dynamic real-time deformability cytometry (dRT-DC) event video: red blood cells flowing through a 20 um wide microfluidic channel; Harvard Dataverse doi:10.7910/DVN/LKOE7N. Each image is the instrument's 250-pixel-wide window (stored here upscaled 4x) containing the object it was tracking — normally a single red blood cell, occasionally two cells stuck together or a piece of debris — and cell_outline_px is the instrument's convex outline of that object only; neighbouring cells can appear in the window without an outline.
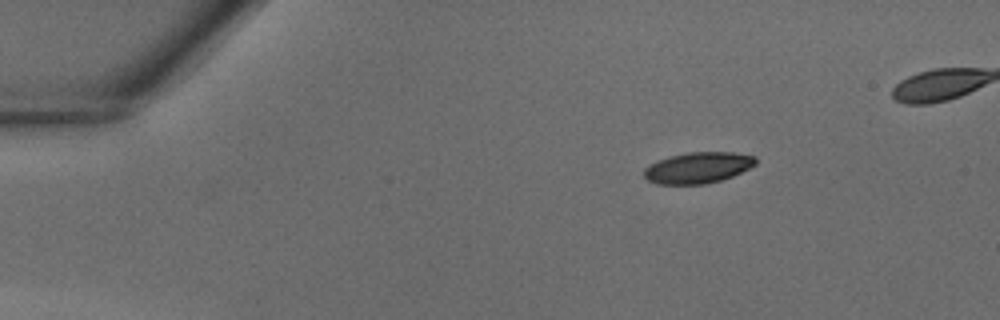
{"species": "common noctule bat (a hibernating species)", "species_latin": "Nyctalus noctula", "temperature_condition": "warm", "stored_images_in_passage": 31, "camera_frame_rate_fps": 3000, "um_per_image_px": 0.085, "animal": {"sex": "male", "body_mass_g": 18.8}, "frame": {"image": 1, "passage_image": 1, "time_ms": 0.0, "image_size_px": [1000, 320], "cell_outline_px": [[756, 164], [732, 176], [720, 180], [704, 184], [656, 184], [648, 180], [644, 176], [644, 168], [648, 164], [656, 160], [688, 152], [732, 152], [756, 156]], "centroid_in_image_um": [59.29, 14.25], "position_along_channel_um": 25.7, "area_um2": 20.17}}
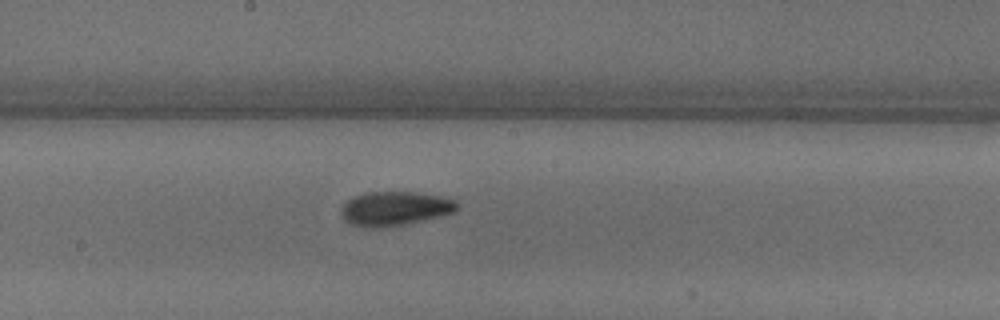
{"frame": {"image": 2, "passage_image": 17, "time_ms": 5.333, "image_size_px": [1000, 320], "cell_outline_px": [[456, 212], [440, 216], [404, 224], [380, 228], [364, 228], [348, 224], [344, 220], [340, 212], [344, 204], [352, 196], [364, 192], [416, 192], [444, 196], [456, 200]], "centroid_in_image_um": [33.53, 17.73], "position_along_channel_um": 214.7, "area_um2": 23.35}}
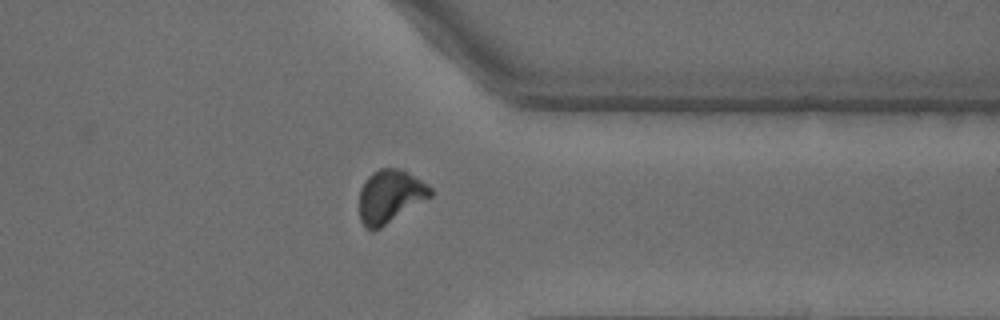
{"frame": {"image": 3, "passage_image": 27, "time_ms": 8.667, "image_size_px": [1000, 320], "cell_outline_px": [[432, 196], [380, 228], [372, 232], [364, 228], [360, 220], [360, 188], [364, 180], [372, 172], [380, 168], [400, 168], [408, 172], [432, 188]], "centroid_in_image_um": [33.13, 16.69], "position_along_channel_um": 378.3, "area_um2": 22.08}}